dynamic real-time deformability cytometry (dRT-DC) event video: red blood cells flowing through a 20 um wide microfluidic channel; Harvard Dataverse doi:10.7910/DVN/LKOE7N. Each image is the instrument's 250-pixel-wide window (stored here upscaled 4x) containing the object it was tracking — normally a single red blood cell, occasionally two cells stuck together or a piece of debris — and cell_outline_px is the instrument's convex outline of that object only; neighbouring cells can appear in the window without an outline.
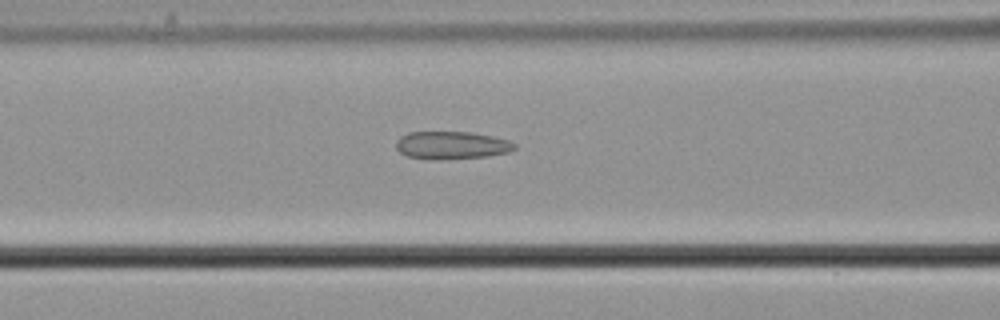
{"species": "common noctule bat (a hibernating species)", "species_latin": "Nyctalus noctula", "temperature_condition": "cold", "stored_images_in_passage": 17, "camera_frame_rate_fps": 3000, "um_per_image_px": 0.085, "animal": {"sex": "male", "body_mass_g": 21.5, "forearm_length_mm": 52.0}, "frame": {"image": 1, "passage_image": 15, "time_ms": 4.667, "image_size_px": [1000, 320], "cell_outline_px": [[516, 148], [508, 152], [488, 156], [408, 156], [400, 152], [396, 148], [396, 140], [400, 136], [408, 132], [472, 132], [492, 136], [508, 140], [516, 144]], "centroid_in_image_um": [38.42, 12.27], "position_along_channel_um": 128.2, "area_um2": 18.03}}